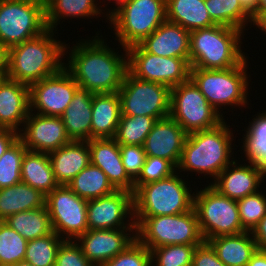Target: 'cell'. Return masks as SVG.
<instances>
[{
  "instance_id": "9c48e42d",
  "label": "cell",
  "mask_w": 266,
  "mask_h": 266,
  "mask_svg": "<svg viewBox=\"0 0 266 266\" xmlns=\"http://www.w3.org/2000/svg\"><path fill=\"white\" fill-rule=\"evenodd\" d=\"M44 0H0V47H10L47 30Z\"/></svg>"
},
{
  "instance_id": "f1b7e54d",
  "label": "cell",
  "mask_w": 266,
  "mask_h": 266,
  "mask_svg": "<svg viewBox=\"0 0 266 266\" xmlns=\"http://www.w3.org/2000/svg\"><path fill=\"white\" fill-rule=\"evenodd\" d=\"M206 9L205 0H166V19L189 32L212 27L216 24Z\"/></svg>"
},
{
  "instance_id": "e575fe53",
  "label": "cell",
  "mask_w": 266,
  "mask_h": 266,
  "mask_svg": "<svg viewBox=\"0 0 266 266\" xmlns=\"http://www.w3.org/2000/svg\"><path fill=\"white\" fill-rule=\"evenodd\" d=\"M252 120L245 132L242 148L244 147L248 163H253L266 171V111L257 114Z\"/></svg>"
},
{
  "instance_id": "83f0119b",
  "label": "cell",
  "mask_w": 266,
  "mask_h": 266,
  "mask_svg": "<svg viewBox=\"0 0 266 266\" xmlns=\"http://www.w3.org/2000/svg\"><path fill=\"white\" fill-rule=\"evenodd\" d=\"M22 182L45 196L59 186L48 153L27 150L21 165Z\"/></svg>"
},
{
  "instance_id": "484cf974",
  "label": "cell",
  "mask_w": 266,
  "mask_h": 266,
  "mask_svg": "<svg viewBox=\"0 0 266 266\" xmlns=\"http://www.w3.org/2000/svg\"><path fill=\"white\" fill-rule=\"evenodd\" d=\"M93 93L78 87L73 99L61 116L66 132L71 140L91 139Z\"/></svg>"
},
{
  "instance_id": "b9f144b4",
  "label": "cell",
  "mask_w": 266,
  "mask_h": 266,
  "mask_svg": "<svg viewBox=\"0 0 266 266\" xmlns=\"http://www.w3.org/2000/svg\"><path fill=\"white\" fill-rule=\"evenodd\" d=\"M176 170L177 168L169 160L146 156L142 170L138 178L134 181V190L141 185L169 177Z\"/></svg>"
},
{
  "instance_id": "f907efd6",
  "label": "cell",
  "mask_w": 266,
  "mask_h": 266,
  "mask_svg": "<svg viewBox=\"0 0 266 266\" xmlns=\"http://www.w3.org/2000/svg\"><path fill=\"white\" fill-rule=\"evenodd\" d=\"M242 8L252 16L258 8V0H239Z\"/></svg>"
},
{
  "instance_id": "d6a6232c",
  "label": "cell",
  "mask_w": 266,
  "mask_h": 266,
  "mask_svg": "<svg viewBox=\"0 0 266 266\" xmlns=\"http://www.w3.org/2000/svg\"><path fill=\"white\" fill-rule=\"evenodd\" d=\"M96 0H45V20L48 29L54 30L64 17H95L102 14Z\"/></svg>"
},
{
  "instance_id": "836d02e7",
  "label": "cell",
  "mask_w": 266,
  "mask_h": 266,
  "mask_svg": "<svg viewBox=\"0 0 266 266\" xmlns=\"http://www.w3.org/2000/svg\"><path fill=\"white\" fill-rule=\"evenodd\" d=\"M205 6L216 25L243 31L248 21L252 23V17L242 8L239 0H205Z\"/></svg>"
},
{
  "instance_id": "277c9868",
  "label": "cell",
  "mask_w": 266,
  "mask_h": 266,
  "mask_svg": "<svg viewBox=\"0 0 266 266\" xmlns=\"http://www.w3.org/2000/svg\"><path fill=\"white\" fill-rule=\"evenodd\" d=\"M242 30L214 25L190 32V67L227 69L240 65L245 59L241 50Z\"/></svg>"
},
{
  "instance_id": "8d00e7d4",
  "label": "cell",
  "mask_w": 266,
  "mask_h": 266,
  "mask_svg": "<svg viewBox=\"0 0 266 266\" xmlns=\"http://www.w3.org/2000/svg\"><path fill=\"white\" fill-rule=\"evenodd\" d=\"M64 240L54 231L44 237L29 240L24 261L33 266H54L58 249Z\"/></svg>"
},
{
  "instance_id": "5b68a950",
  "label": "cell",
  "mask_w": 266,
  "mask_h": 266,
  "mask_svg": "<svg viewBox=\"0 0 266 266\" xmlns=\"http://www.w3.org/2000/svg\"><path fill=\"white\" fill-rule=\"evenodd\" d=\"M122 48L139 44L166 19V0H126L106 14Z\"/></svg>"
},
{
  "instance_id": "f35d334b",
  "label": "cell",
  "mask_w": 266,
  "mask_h": 266,
  "mask_svg": "<svg viewBox=\"0 0 266 266\" xmlns=\"http://www.w3.org/2000/svg\"><path fill=\"white\" fill-rule=\"evenodd\" d=\"M28 149L18 138L0 158V189L13 186L22 181L21 165Z\"/></svg>"
},
{
  "instance_id": "5bb4252c",
  "label": "cell",
  "mask_w": 266,
  "mask_h": 266,
  "mask_svg": "<svg viewBox=\"0 0 266 266\" xmlns=\"http://www.w3.org/2000/svg\"><path fill=\"white\" fill-rule=\"evenodd\" d=\"M87 204L88 200L79 197L67 185H59L47 194L45 206L53 231L65 240H76L84 234L89 230Z\"/></svg>"
},
{
  "instance_id": "7c38bea8",
  "label": "cell",
  "mask_w": 266,
  "mask_h": 266,
  "mask_svg": "<svg viewBox=\"0 0 266 266\" xmlns=\"http://www.w3.org/2000/svg\"><path fill=\"white\" fill-rule=\"evenodd\" d=\"M118 94L121 115H143L156 120L170 115L171 88L167 85L138 79L127 71Z\"/></svg>"
},
{
  "instance_id": "4316f807",
  "label": "cell",
  "mask_w": 266,
  "mask_h": 266,
  "mask_svg": "<svg viewBox=\"0 0 266 266\" xmlns=\"http://www.w3.org/2000/svg\"><path fill=\"white\" fill-rule=\"evenodd\" d=\"M207 242L226 266H246L257 251L256 242L249 231L236 235L216 236Z\"/></svg>"
},
{
  "instance_id": "ee69618b",
  "label": "cell",
  "mask_w": 266,
  "mask_h": 266,
  "mask_svg": "<svg viewBox=\"0 0 266 266\" xmlns=\"http://www.w3.org/2000/svg\"><path fill=\"white\" fill-rule=\"evenodd\" d=\"M75 242L76 240H64L61 243L54 266H94Z\"/></svg>"
},
{
  "instance_id": "db71d44e",
  "label": "cell",
  "mask_w": 266,
  "mask_h": 266,
  "mask_svg": "<svg viewBox=\"0 0 266 266\" xmlns=\"http://www.w3.org/2000/svg\"><path fill=\"white\" fill-rule=\"evenodd\" d=\"M5 76V51L0 47V78Z\"/></svg>"
},
{
  "instance_id": "c3c4849f",
  "label": "cell",
  "mask_w": 266,
  "mask_h": 266,
  "mask_svg": "<svg viewBox=\"0 0 266 266\" xmlns=\"http://www.w3.org/2000/svg\"><path fill=\"white\" fill-rule=\"evenodd\" d=\"M18 138V132L11 129L0 128V158Z\"/></svg>"
},
{
  "instance_id": "74e56055",
  "label": "cell",
  "mask_w": 266,
  "mask_h": 266,
  "mask_svg": "<svg viewBox=\"0 0 266 266\" xmlns=\"http://www.w3.org/2000/svg\"><path fill=\"white\" fill-rule=\"evenodd\" d=\"M27 242L6 222L0 221V266H14L24 261Z\"/></svg>"
},
{
  "instance_id": "4fadbf2b",
  "label": "cell",
  "mask_w": 266,
  "mask_h": 266,
  "mask_svg": "<svg viewBox=\"0 0 266 266\" xmlns=\"http://www.w3.org/2000/svg\"><path fill=\"white\" fill-rule=\"evenodd\" d=\"M128 72L141 80L170 88L190 78V59L163 57L145 52L138 44L127 48Z\"/></svg>"
},
{
  "instance_id": "603a6c76",
  "label": "cell",
  "mask_w": 266,
  "mask_h": 266,
  "mask_svg": "<svg viewBox=\"0 0 266 266\" xmlns=\"http://www.w3.org/2000/svg\"><path fill=\"white\" fill-rule=\"evenodd\" d=\"M138 45L145 52L154 55L189 58L190 32L179 24L166 20Z\"/></svg>"
},
{
  "instance_id": "9a60e30c",
  "label": "cell",
  "mask_w": 266,
  "mask_h": 266,
  "mask_svg": "<svg viewBox=\"0 0 266 266\" xmlns=\"http://www.w3.org/2000/svg\"><path fill=\"white\" fill-rule=\"evenodd\" d=\"M78 87L73 76L63 66L53 75L29 86L30 111L37 109V114L61 117L71 103Z\"/></svg>"
},
{
  "instance_id": "ba28073f",
  "label": "cell",
  "mask_w": 266,
  "mask_h": 266,
  "mask_svg": "<svg viewBox=\"0 0 266 266\" xmlns=\"http://www.w3.org/2000/svg\"><path fill=\"white\" fill-rule=\"evenodd\" d=\"M247 66L245 59L240 65L227 69L190 68V78L199 87L207 102L220 114L223 105L247 104Z\"/></svg>"
},
{
  "instance_id": "2e32d148",
  "label": "cell",
  "mask_w": 266,
  "mask_h": 266,
  "mask_svg": "<svg viewBox=\"0 0 266 266\" xmlns=\"http://www.w3.org/2000/svg\"><path fill=\"white\" fill-rule=\"evenodd\" d=\"M130 214V215H129ZM130 216V221L126 218ZM87 224L89 230L136 228L133 218V193L116 190L110 195L88 200Z\"/></svg>"
},
{
  "instance_id": "816d5d0a",
  "label": "cell",
  "mask_w": 266,
  "mask_h": 266,
  "mask_svg": "<svg viewBox=\"0 0 266 266\" xmlns=\"http://www.w3.org/2000/svg\"><path fill=\"white\" fill-rule=\"evenodd\" d=\"M261 15H266V0H258V8L256 12L251 16L252 23Z\"/></svg>"
},
{
  "instance_id": "4dcf8cb0",
  "label": "cell",
  "mask_w": 266,
  "mask_h": 266,
  "mask_svg": "<svg viewBox=\"0 0 266 266\" xmlns=\"http://www.w3.org/2000/svg\"><path fill=\"white\" fill-rule=\"evenodd\" d=\"M4 222L27 241L44 237L53 232L46 206L12 214Z\"/></svg>"
},
{
  "instance_id": "ffe728a7",
  "label": "cell",
  "mask_w": 266,
  "mask_h": 266,
  "mask_svg": "<svg viewBox=\"0 0 266 266\" xmlns=\"http://www.w3.org/2000/svg\"><path fill=\"white\" fill-rule=\"evenodd\" d=\"M90 163L102 169L116 190L134 192V181L122 163L120 145L114 138L88 140Z\"/></svg>"
},
{
  "instance_id": "ac0fdd59",
  "label": "cell",
  "mask_w": 266,
  "mask_h": 266,
  "mask_svg": "<svg viewBox=\"0 0 266 266\" xmlns=\"http://www.w3.org/2000/svg\"><path fill=\"white\" fill-rule=\"evenodd\" d=\"M127 231L132 234L135 232V235L131 236ZM136 239V228H119L87 230L76 241L78 240L83 254L94 266H102L124 251Z\"/></svg>"
},
{
  "instance_id": "f5cc1de1",
  "label": "cell",
  "mask_w": 266,
  "mask_h": 266,
  "mask_svg": "<svg viewBox=\"0 0 266 266\" xmlns=\"http://www.w3.org/2000/svg\"><path fill=\"white\" fill-rule=\"evenodd\" d=\"M253 25H256L259 29L264 31L266 34V15L259 16L254 22Z\"/></svg>"
},
{
  "instance_id": "8fae6325",
  "label": "cell",
  "mask_w": 266,
  "mask_h": 266,
  "mask_svg": "<svg viewBox=\"0 0 266 266\" xmlns=\"http://www.w3.org/2000/svg\"><path fill=\"white\" fill-rule=\"evenodd\" d=\"M222 115L207 102L191 78L171 88L169 116L188 134L216 127L224 120Z\"/></svg>"
},
{
  "instance_id": "52a82bcc",
  "label": "cell",
  "mask_w": 266,
  "mask_h": 266,
  "mask_svg": "<svg viewBox=\"0 0 266 266\" xmlns=\"http://www.w3.org/2000/svg\"><path fill=\"white\" fill-rule=\"evenodd\" d=\"M178 174L137 187L133 192V216L176 215L192 210L194 193Z\"/></svg>"
},
{
  "instance_id": "6da1fadb",
  "label": "cell",
  "mask_w": 266,
  "mask_h": 266,
  "mask_svg": "<svg viewBox=\"0 0 266 266\" xmlns=\"http://www.w3.org/2000/svg\"><path fill=\"white\" fill-rule=\"evenodd\" d=\"M104 43L98 36L81 41L73 46L68 66L64 63L79 87L93 94L118 92L128 71L127 48L121 56Z\"/></svg>"
},
{
  "instance_id": "d6986e66",
  "label": "cell",
  "mask_w": 266,
  "mask_h": 266,
  "mask_svg": "<svg viewBox=\"0 0 266 266\" xmlns=\"http://www.w3.org/2000/svg\"><path fill=\"white\" fill-rule=\"evenodd\" d=\"M187 136L188 133L169 116L154 123L143 149L146 156L169 160L177 168Z\"/></svg>"
},
{
  "instance_id": "7402d4cb",
  "label": "cell",
  "mask_w": 266,
  "mask_h": 266,
  "mask_svg": "<svg viewBox=\"0 0 266 266\" xmlns=\"http://www.w3.org/2000/svg\"><path fill=\"white\" fill-rule=\"evenodd\" d=\"M30 112L29 85L12 80L7 76L0 78V128L21 132L18 128ZM19 129V130H18Z\"/></svg>"
},
{
  "instance_id": "60d3db41",
  "label": "cell",
  "mask_w": 266,
  "mask_h": 266,
  "mask_svg": "<svg viewBox=\"0 0 266 266\" xmlns=\"http://www.w3.org/2000/svg\"><path fill=\"white\" fill-rule=\"evenodd\" d=\"M242 227L251 232L266 215V197L259 191L237 200Z\"/></svg>"
},
{
  "instance_id": "f546056e",
  "label": "cell",
  "mask_w": 266,
  "mask_h": 266,
  "mask_svg": "<svg viewBox=\"0 0 266 266\" xmlns=\"http://www.w3.org/2000/svg\"><path fill=\"white\" fill-rule=\"evenodd\" d=\"M44 206L45 195L22 181L0 189V221L12 214Z\"/></svg>"
},
{
  "instance_id": "30bf717a",
  "label": "cell",
  "mask_w": 266,
  "mask_h": 266,
  "mask_svg": "<svg viewBox=\"0 0 266 266\" xmlns=\"http://www.w3.org/2000/svg\"><path fill=\"white\" fill-rule=\"evenodd\" d=\"M198 192V193H197ZM194 194L193 208L204 241L245 232L242 227L237 201L225 197L210 184Z\"/></svg>"
},
{
  "instance_id": "44dd1931",
  "label": "cell",
  "mask_w": 266,
  "mask_h": 266,
  "mask_svg": "<svg viewBox=\"0 0 266 266\" xmlns=\"http://www.w3.org/2000/svg\"><path fill=\"white\" fill-rule=\"evenodd\" d=\"M249 164L237 166L234 160L219 173L211 186L225 197L236 201L259 191L258 187L264 180L266 171L253 163Z\"/></svg>"
},
{
  "instance_id": "7a4b0ae2",
  "label": "cell",
  "mask_w": 266,
  "mask_h": 266,
  "mask_svg": "<svg viewBox=\"0 0 266 266\" xmlns=\"http://www.w3.org/2000/svg\"><path fill=\"white\" fill-rule=\"evenodd\" d=\"M52 29L5 51V76L31 85L58 72L67 44L54 39ZM64 44V45H63Z\"/></svg>"
},
{
  "instance_id": "7dc6e473",
  "label": "cell",
  "mask_w": 266,
  "mask_h": 266,
  "mask_svg": "<svg viewBox=\"0 0 266 266\" xmlns=\"http://www.w3.org/2000/svg\"><path fill=\"white\" fill-rule=\"evenodd\" d=\"M257 250L266 251V215L251 231Z\"/></svg>"
},
{
  "instance_id": "d4e9b609",
  "label": "cell",
  "mask_w": 266,
  "mask_h": 266,
  "mask_svg": "<svg viewBox=\"0 0 266 266\" xmlns=\"http://www.w3.org/2000/svg\"><path fill=\"white\" fill-rule=\"evenodd\" d=\"M120 117L118 92L93 94L91 139L114 138Z\"/></svg>"
},
{
  "instance_id": "cb8c5ba5",
  "label": "cell",
  "mask_w": 266,
  "mask_h": 266,
  "mask_svg": "<svg viewBox=\"0 0 266 266\" xmlns=\"http://www.w3.org/2000/svg\"><path fill=\"white\" fill-rule=\"evenodd\" d=\"M54 176L59 185H68L72 179L90 164L88 141L72 140L48 153Z\"/></svg>"
},
{
  "instance_id": "681fc988",
  "label": "cell",
  "mask_w": 266,
  "mask_h": 266,
  "mask_svg": "<svg viewBox=\"0 0 266 266\" xmlns=\"http://www.w3.org/2000/svg\"><path fill=\"white\" fill-rule=\"evenodd\" d=\"M246 266H266V251L257 250Z\"/></svg>"
},
{
  "instance_id": "e0dca14e",
  "label": "cell",
  "mask_w": 266,
  "mask_h": 266,
  "mask_svg": "<svg viewBox=\"0 0 266 266\" xmlns=\"http://www.w3.org/2000/svg\"><path fill=\"white\" fill-rule=\"evenodd\" d=\"M23 126L25 130H21L23 133H19V139L30 151L49 153L72 141L61 117L30 111Z\"/></svg>"
},
{
  "instance_id": "7bdbcfd3",
  "label": "cell",
  "mask_w": 266,
  "mask_h": 266,
  "mask_svg": "<svg viewBox=\"0 0 266 266\" xmlns=\"http://www.w3.org/2000/svg\"><path fill=\"white\" fill-rule=\"evenodd\" d=\"M102 266H152L150 250L138 239Z\"/></svg>"
},
{
  "instance_id": "ab89813d",
  "label": "cell",
  "mask_w": 266,
  "mask_h": 266,
  "mask_svg": "<svg viewBox=\"0 0 266 266\" xmlns=\"http://www.w3.org/2000/svg\"><path fill=\"white\" fill-rule=\"evenodd\" d=\"M197 246L175 244L153 248L150 250L152 266H191Z\"/></svg>"
},
{
  "instance_id": "f6af8a7d",
  "label": "cell",
  "mask_w": 266,
  "mask_h": 266,
  "mask_svg": "<svg viewBox=\"0 0 266 266\" xmlns=\"http://www.w3.org/2000/svg\"><path fill=\"white\" fill-rule=\"evenodd\" d=\"M122 163L128 176L135 181L144 165L146 154L143 146L120 145Z\"/></svg>"
},
{
  "instance_id": "d590c367",
  "label": "cell",
  "mask_w": 266,
  "mask_h": 266,
  "mask_svg": "<svg viewBox=\"0 0 266 266\" xmlns=\"http://www.w3.org/2000/svg\"><path fill=\"white\" fill-rule=\"evenodd\" d=\"M157 120L153 117L121 115L114 139L119 145L143 146Z\"/></svg>"
},
{
  "instance_id": "bcb514c9",
  "label": "cell",
  "mask_w": 266,
  "mask_h": 266,
  "mask_svg": "<svg viewBox=\"0 0 266 266\" xmlns=\"http://www.w3.org/2000/svg\"><path fill=\"white\" fill-rule=\"evenodd\" d=\"M191 266H226L217 256L212 246L204 241L193 253Z\"/></svg>"
},
{
  "instance_id": "8992f818",
  "label": "cell",
  "mask_w": 266,
  "mask_h": 266,
  "mask_svg": "<svg viewBox=\"0 0 266 266\" xmlns=\"http://www.w3.org/2000/svg\"><path fill=\"white\" fill-rule=\"evenodd\" d=\"M133 218L136 237L149 250L175 244L201 245L204 242L194 208L176 215Z\"/></svg>"
},
{
  "instance_id": "9f6ffc18",
  "label": "cell",
  "mask_w": 266,
  "mask_h": 266,
  "mask_svg": "<svg viewBox=\"0 0 266 266\" xmlns=\"http://www.w3.org/2000/svg\"><path fill=\"white\" fill-rule=\"evenodd\" d=\"M111 1V0H110ZM115 1V3L117 4V6L120 4V3H122L123 1H126V0H114Z\"/></svg>"
},
{
  "instance_id": "11a10c76",
  "label": "cell",
  "mask_w": 266,
  "mask_h": 266,
  "mask_svg": "<svg viewBox=\"0 0 266 266\" xmlns=\"http://www.w3.org/2000/svg\"><path fill=\"white\" fill-rule=\"evenodd\" d=\"M14 266H33V265L26 262V261H21V262L15 264Z\"/></svg>"
},
{
  "instance_id": "3957f363",
  "label": "cell",
  "mask_w": 266,
  "mask_h": 266,
  "mask_svg": "<svg viewBox=\"0 0 266 266\" xmlns=\"http://www.w3.org/2000/svg\"><path fill=\"white\" fill-rule=\"evenodd\" d=\"M229 127L223 120L216 127L189 133L177 170L205 173L215 179L234 161L230 159L234 135Z\"/></svg>"
},
{
  "instance_id": "1f68e13d",
  "label": "cell",
  "mask_w": 266,
  "mask_h": 266,
  "mask_svg": "<svg viewBox=\"0 0 266 266\" xmlns=\"http://www.w3.org/2000/svg\"><path fill=\"white\" fill-rule=\"evenodd\" d=\"M67 186L86 200L104 197L116 191L102 169L91 163L81 170Z\"/></svg>"
}]
</instances>
